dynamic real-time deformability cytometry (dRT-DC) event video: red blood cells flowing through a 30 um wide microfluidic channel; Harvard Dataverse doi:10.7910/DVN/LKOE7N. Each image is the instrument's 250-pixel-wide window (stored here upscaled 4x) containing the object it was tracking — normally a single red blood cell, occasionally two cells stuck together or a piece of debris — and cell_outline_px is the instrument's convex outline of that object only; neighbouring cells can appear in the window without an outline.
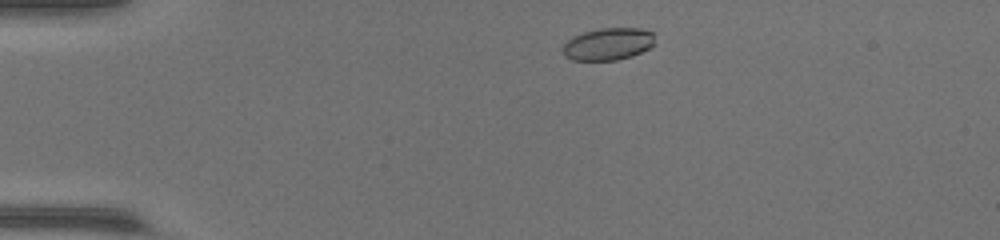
{"species": "common noctule bat (a hibernating species)", "species_latin": "Nyctalus noctula", "temperature_condition": "warm", "stored_images_in_passage": 46, "camera_frame_rate_fps": 3000, "um_per_image_px": 0.085, "animal": {"sex": "female", "body_mass_g": 17.0, "forearm_length_mm": 48.0}, "frame": {"image": 1, "passage_image": 3, "time_ms": 0.667, "image_size_px": [1000, 240], "cell_outline_px": [[656, 44], [632, 56], [616, 60], [572, 60], [564, 56], [564, 44], [572, 36], [584, 32], [600, 28], [640, 28], [652, 32]], "centroid_in_image_um": [51.7, 3.74], "position_along_channel_um": 33.3, "area_um2": 17.28}}
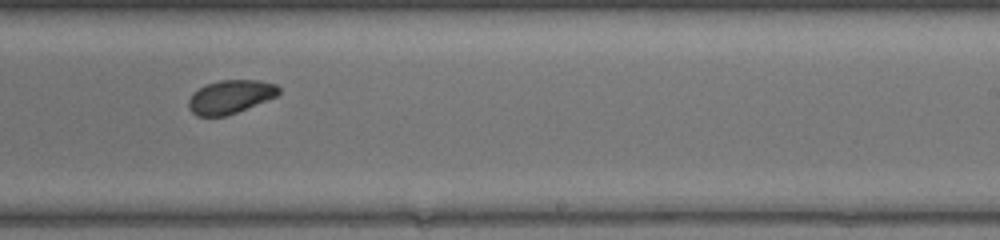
{"frame": {"image": 2, "passage_image": 26, "time_ms": 8.333, "image_size_px": [1000, 240], "cell_outline_px": [[280, 92], [276, 96], [268, 100], [236, 112], [224, 116], [196, 116], [188, 108], [188, 100], [192, 92], [208, 84], [220, 80], [260, 80], [276, 84], [280, 88]], "centroid_in_image_um": [19.57, 8.22], "position_along_channel_um": 269.4, "area_um2": 17.57}}
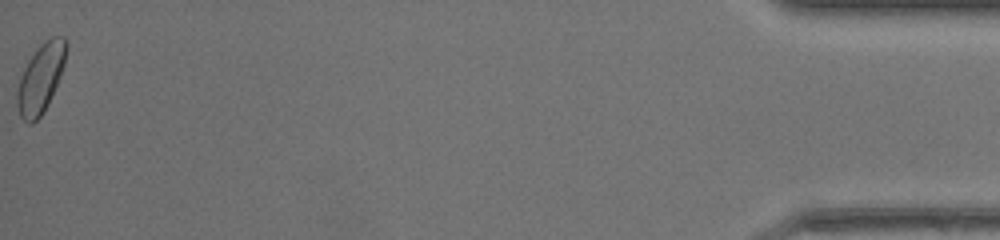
{"frame": {"image": 3, "passage_image": 46, "time_ms": 15.0, "image_size_px": [1000, 240], "cell_outline_px": [[68, 48], [64, 64], [60, 76], [48, 104], [40, 116], [32, 124], [28, 124], [20, 116], [16, 104], [16, 92], [20, 76], [28, 60], [40, 44], [44, 40], [52, 36], [64, 36], [68, 44]], "centroid_in_image_um": [3.46, 6.62], "position_along_channel_um": 431.7, "area_um2": 19.88}}